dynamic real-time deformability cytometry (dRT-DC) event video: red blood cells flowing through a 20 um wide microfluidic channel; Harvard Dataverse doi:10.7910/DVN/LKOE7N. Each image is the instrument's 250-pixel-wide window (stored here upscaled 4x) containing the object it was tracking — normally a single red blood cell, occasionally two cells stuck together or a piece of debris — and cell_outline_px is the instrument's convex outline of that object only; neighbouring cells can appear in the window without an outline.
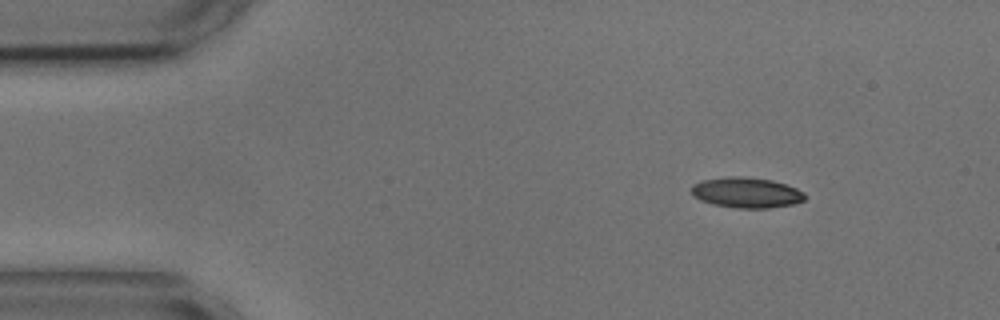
{"species": "common noctule bat (a hibernating species)", "species_latin": "Nyctalus noctula", "temperature_condition": "cold", "stored_images_in_passage": 49, "camera_frame_rate_fps": 3000, "um_per_image_px": 0.085, "animal": {"sex": "male", "body_mass_g": 17.9, "forearm_length_mm": 54.2}, "frame": {"image": 1, "passage_image": 1, "time_ms": 0.0, "image_size_px": [1000, 320], "cell_outline_px": [[804, 200], [792, 204], [768, 208], [736, 208], [712, 204], [700, 200], [692, 192], [692, 184], [704, 180], [728, 176], [744, 176], [772, 180], [796, 188], [804, 192]], "centroid_in_image_um": [63.44, 16.37], "position_along_channel_um": 21.6, "area_um2": 20.0}}
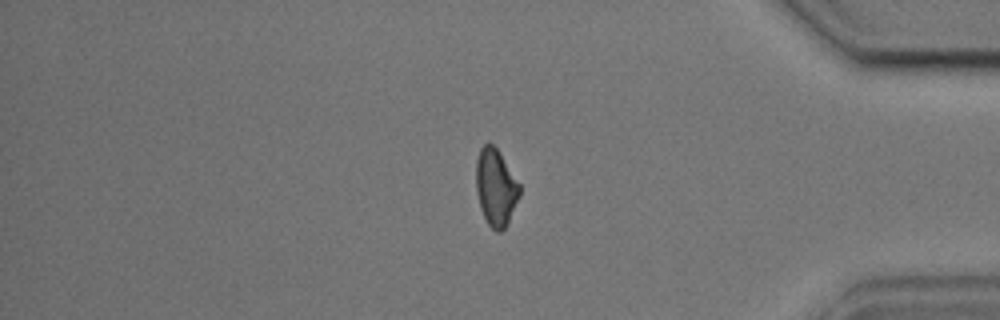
{"frame": {"image": 2, "passage_image": 40, "time_ms": 13.0, "image_size_px": [1000, 320], "cell_outline_px": [[520, 196], [508, 224], [500, 232], [496, 232], [488, 224], [480, 208], [476, 192], [476, 160], [480, 148], [484, 144], [492, 144], [496, 148], [520, 184]], "centroid_in_image_um": [42.14, 15.96], "position_along_channel_um": 393.1, "area_um2": 19.54}}
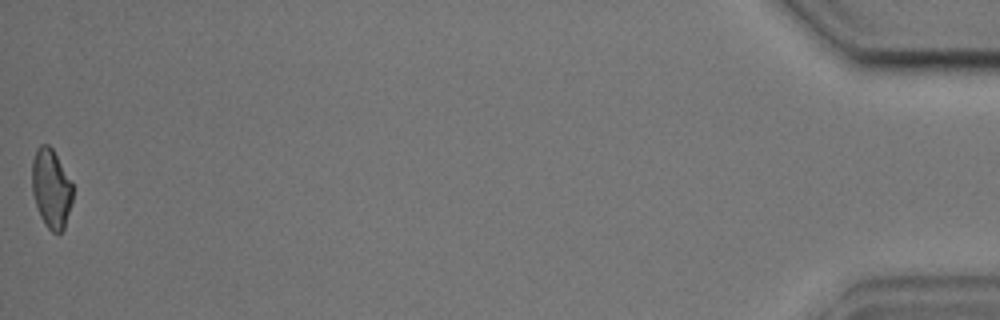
{"frame": {"image": 3, "passage_image": 49, "time_ms": 16.0, "image_size_px": [1000, 320], "cell_outline_px": [[72, 200], [64, 228], [60, 232], [52, 232], [44, 224], [40, 216], [32, 192], [32, 160], [36, 148], [40, 144], [48, 144], [52, 148], [72, 184]], "centroid_in_image_um": [4.32, 16.01], "position_along_channel_um": 430.9, "area_um2": 18.55}, "authors_computed_cell_mechanics": {"area_um2": 19.9988, "velocity_mm_per_s": 3.6059, "shape_relaxation_time_tau1_ms": 3.5099, "shape_relaxation_time_tau2_ms": 2.0325, "deformation_change_tau1": 0.1057, "deformation_change_tau2": 0.0874}}